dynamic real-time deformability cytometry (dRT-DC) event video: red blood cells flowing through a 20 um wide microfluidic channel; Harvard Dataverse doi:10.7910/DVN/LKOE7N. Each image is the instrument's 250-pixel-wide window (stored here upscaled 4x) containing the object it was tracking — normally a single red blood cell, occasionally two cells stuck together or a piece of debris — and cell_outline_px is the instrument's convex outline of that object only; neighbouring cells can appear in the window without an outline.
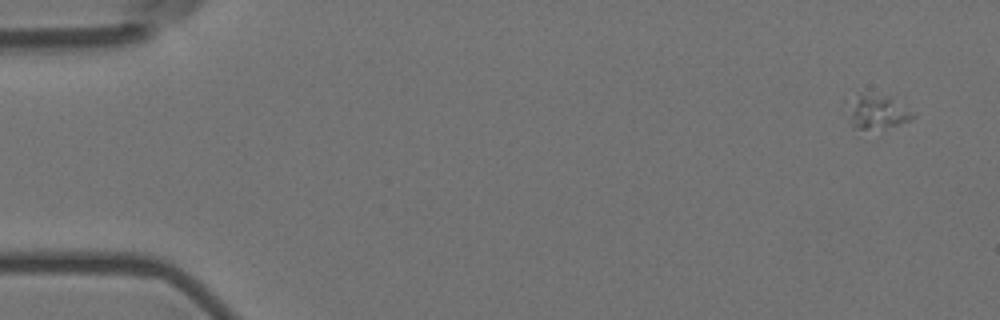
{"species": "Egyptian fruit bat (a non-hibernating species)", "species_latin": "Rousettus aegyptiacus", "temperature_condition": "room temperature", "stored_images_in_passage": 5, "camera_frame_rate_fps": 3000, "um_per_image_px": 0.085, "animal": {"sex": "female"}, "frame": {"image": 1, "passage_image": 1, "time_ms": 0.0, "image_size_px": [1000, 320], "cell_outline_px": [[916, 116], [912, 120], [896, 124], [868, 128], [852, 128], [852, 100], [860, 96], [892, 96], [916, 112]], "centroid_in_image_um": [74.75, 9.51], "position_along_channel_um": 10.2, "area_um2": 11.91}}
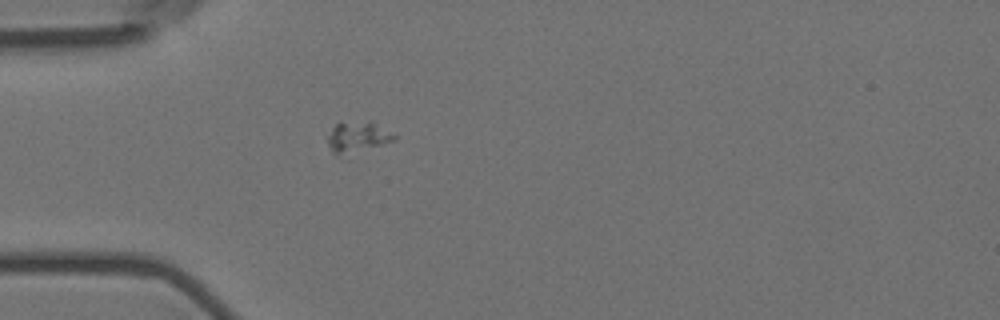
{"frame": {"image": 2, "passage_image": 5, "time_ms": 1.333, "image_size_px": [1000, 320], "cell_outline_px": [[396, 140], [336, 156], [332, 152], [328, 144], [328, 136], [332, 128], [336, 124], [372, 120], [396, 136]], "centroid_in_image_um": [30.38, 11.62], "position_along_channel_um": 54.6, "area_um2": 11.5}}